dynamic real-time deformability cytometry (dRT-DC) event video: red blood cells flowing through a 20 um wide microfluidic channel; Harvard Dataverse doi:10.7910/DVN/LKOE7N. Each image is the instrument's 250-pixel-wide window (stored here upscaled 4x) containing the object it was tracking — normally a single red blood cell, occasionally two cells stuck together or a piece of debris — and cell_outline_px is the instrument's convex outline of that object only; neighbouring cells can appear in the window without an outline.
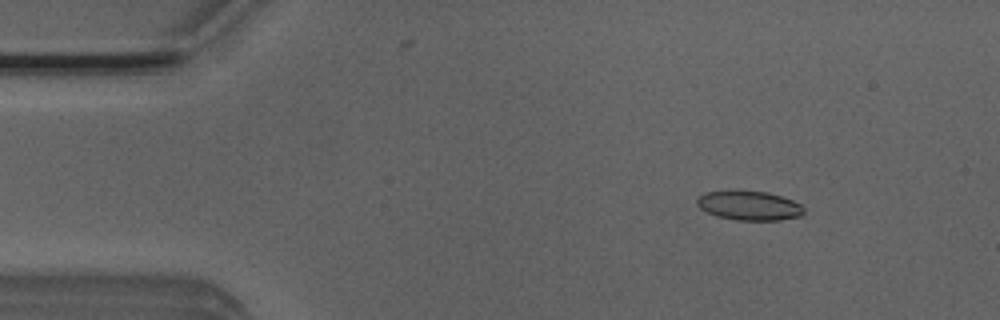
{"species": "Egyptian fruit bat (a non-hibernating species)", "species_latin": "Rousettus aegyptiacus", "temperature_condition": "room temperature", "stored_images_in_passage": 5, "camera_frame_rate_fps": 3000, "um_per_image_px": 0.085, "animal": {"sex": "male"}, "frame": {"image": 1, "passage_image": 2, "time_ms": 0.333, "image_size_px": [1000, 320], "cell_outline_px": [[804, 212], [800, 216], [780, 220], [736, 220], [716, 216], [700, 208], [696, 204], [696, 200], [700, 196], [708, 192], [768, 192], [792, 200], [800, 204], [804, 208]], "centroid_in_image_um": [63.71, 17.5], "position_along_channel_um": 21.3, "area_um2": 17.8}}